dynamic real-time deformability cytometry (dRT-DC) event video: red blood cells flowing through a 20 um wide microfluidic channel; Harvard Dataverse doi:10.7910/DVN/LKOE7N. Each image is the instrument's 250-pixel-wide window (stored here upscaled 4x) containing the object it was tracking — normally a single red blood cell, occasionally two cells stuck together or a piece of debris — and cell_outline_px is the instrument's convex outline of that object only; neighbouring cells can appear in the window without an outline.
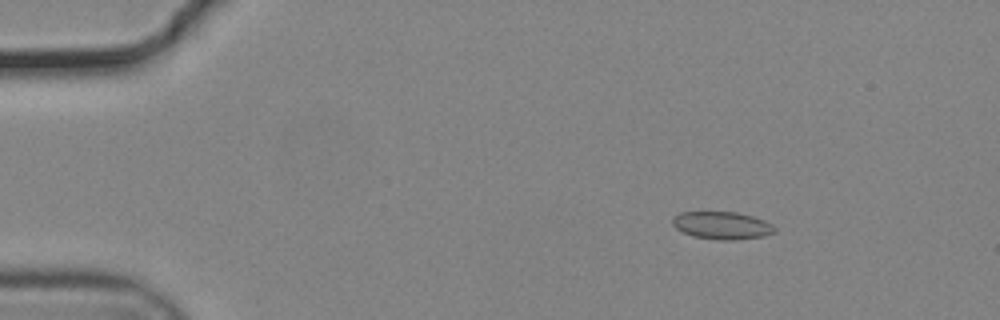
{"species": "common noctule bat (a hibernating species)", "species_latin": "Nyctalus noctula", "temperature_condition": "cold", "stored_images_in_passage": 56, "camera_frame_rate_fps": 3000, "um_per_image_px": 0.085, "animal": {"sex": "male", "body_mass_g": 19.2, "forearm_length_mm": 51.8}, "frame": {"image": 1, "passage_image": 9, "time_ms": 2.667, "image_size_px": [1000, 320], "cell_outline_px": [[776, 232], [764, 236], [736, 240], [720, 240], [692, 236], [676, 228], [672, 224], [672, 216], [680, 212], [736, 212], [752, 216], [764, 220], [772, 224], [776, 228]], "centroid_in_image_um": [61.37, 19.16], "position_along_channel_um": 23.6, "area_um2": 16.53}}
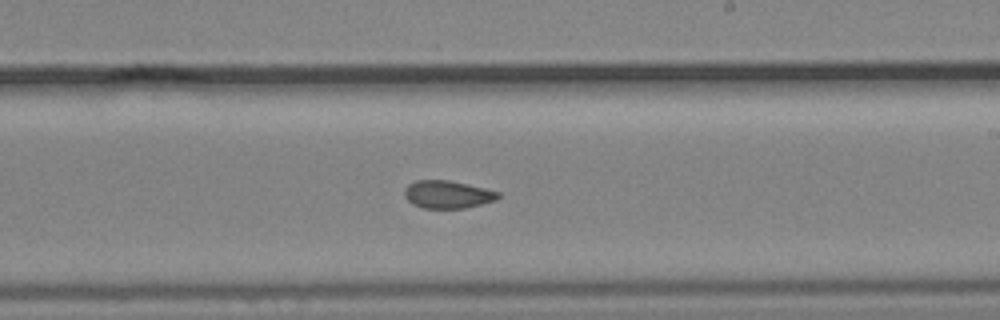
{"frame": {"image": 2, "passage_image": 34, "time_ms": 11.0, "image_size_px": [1000, 320], "cell_outline_px": [[500, 196], [496, 200], [464, 208], [424, 208], [412, 204], [404, 196], [404, 188], [408, 184], [416, 180], [448, 180], [484, 188], [500, 192]], "centroid_in_image_um": [38.01, 16.52], "position_along_channel_um": 251.0, "area_um2": 15.09}}
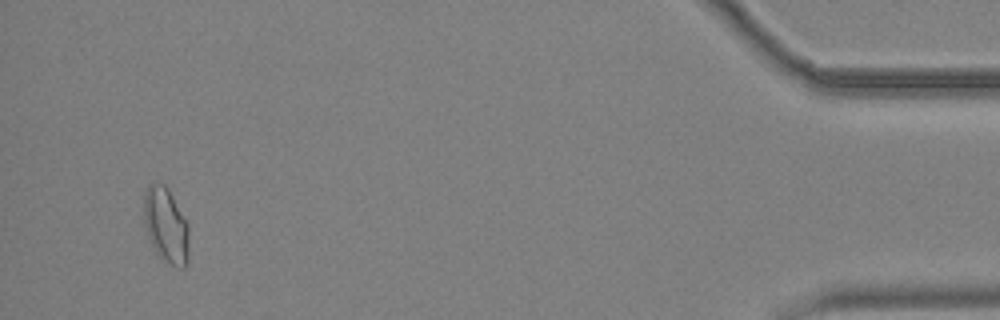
{"frame": {"image": 3, "passage_image": 54, "time_ms": 17.667, "image_size_px": [1000, 320], "cell_outline_px": [[188, 264], [184, 268], [176, 268], [164, 264], [160, 260], [148, 236], [144, 224], [144, 192], [148, 184], [164, 184], [168, 188], [188, 224]], "centroid_in_image_um": [14.11, 19.22], "position_along_channel_um": 421.1, "area_um2": 20.11}, "authors_computed_cell_mechanics": {"area_um2": 16.1551, "velocity_mm_per_s": 3.7039, "shape_relaxation_time_tau1_ms": null, "shape_relaxation_time_tau2_ms": 2.7626, "deformation_change_tau1": null, "deformation_change_tau2": 0.07}}